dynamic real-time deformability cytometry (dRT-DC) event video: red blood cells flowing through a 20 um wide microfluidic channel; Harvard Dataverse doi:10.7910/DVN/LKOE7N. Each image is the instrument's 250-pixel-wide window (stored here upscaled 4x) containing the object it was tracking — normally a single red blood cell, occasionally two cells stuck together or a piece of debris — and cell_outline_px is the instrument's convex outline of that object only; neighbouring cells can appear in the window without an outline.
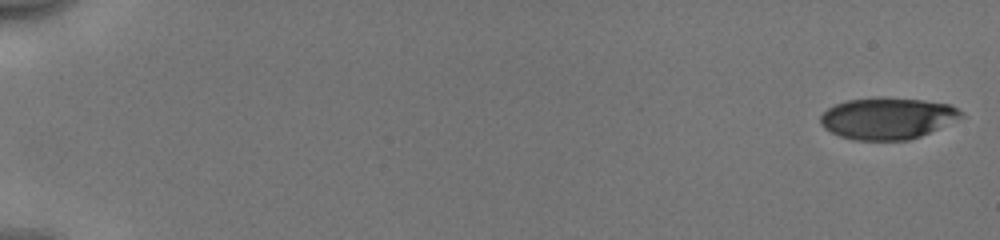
{"species": "human", "species_latin": "Homo sapiens", "temperature_condition": "cold", "stored_images_in_passage": 53, "camera_frame_rate_fps": 3000, "um_per_image_px": 0.085, "donor": {"sex": "male"}, "frame": {"image": 1, "passage_image": 1, "time_ms": 0.0, "image_size_px": [1000, 240], "cell_outline_px": [[964, 116], [920, 136], [908, 140], [852, 140], [840, 136], [824, 128], [820, 124], [820, 116], [828, 108], [836, 104], [848, 100], [924, 100], [952, 104], [964, 112]], "centroid_in_image_um": [75.45, 10.09], "position_along_channel_um": 9.6, "area_um2": 33.18}}
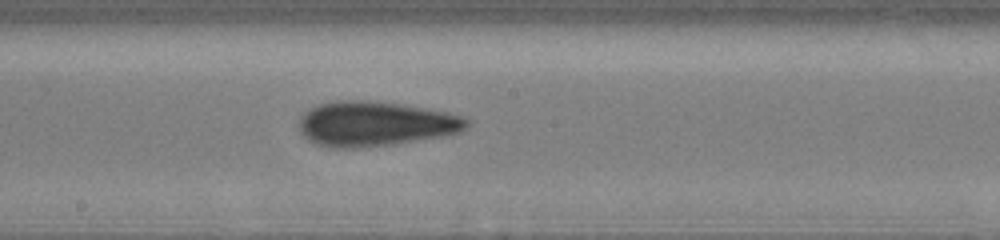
{"frame": {"image": 2, "passage_image": 31, "time_ms": 10.0, "image_size_px": [1000, 240], "cell_outline_px": [[468, 124], [460, 132], [444, 136], [396, 144], [356, 148], [328, 148], [316, 144], [308, 140], [300, 132], [296, 124], [300, 116], [308, 108], [320, 104], [336, 100], [368, 100], [400, 104], [424, 108], [464, 116], [468, 120]], "centroid_in_image_um": [31.82, 10.53], "position_along_channel_um": 216.4, "area_um2": 44.22}}
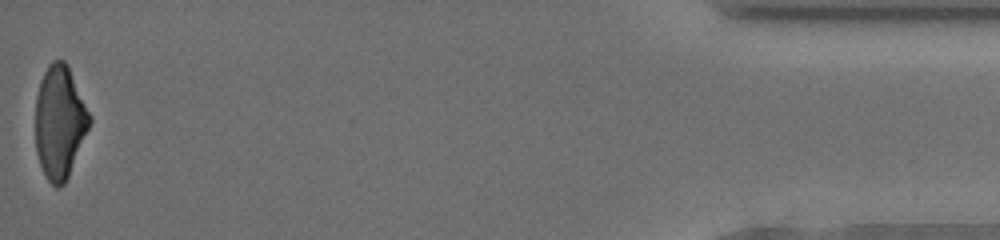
{"frame": {"image": 3, "passage_image": 53, "time_ms": 17.333, "image_size_px": [1000, 240], "cell_outline_px": [[92, 120], [68, 176], [64, 184], [56, 188], [48, 180], [40, 164], [36, 152], [36, 96], [40, 80], [48, 64], [52, 60], [64, 60], [68, 64], [92, 116]], "centroid_in_image_um": [5.08, 10.33], "position_along_channel_um": 430.1, "area_um2": 35.66}, "authors_computed_cell_mechanics": {"area_um2": 38.9572, "velocity_mm_per_s": 3.9931, "shape_relaxation_time_tau1_ms": 3.5716, "shape_relaxation_time_tau2_ms": 3.4703, "deformation_change_tau1": 0.1505, "deformation_change_tau2": 0.127}}